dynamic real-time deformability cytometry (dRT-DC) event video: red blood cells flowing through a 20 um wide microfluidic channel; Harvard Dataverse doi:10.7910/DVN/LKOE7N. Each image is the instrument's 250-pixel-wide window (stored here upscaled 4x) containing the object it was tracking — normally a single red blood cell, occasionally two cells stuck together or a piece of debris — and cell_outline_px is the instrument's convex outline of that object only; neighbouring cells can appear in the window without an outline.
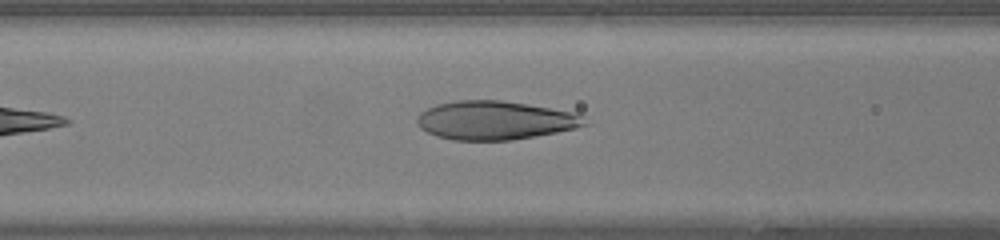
{"species": "human", "species_latin": "Homo sapiens", "temperature_condition": "warm", "stored_images_in_passage": 33, "camera_frame_rate_fps": 3000, "um_per_image_px": 0.085, "donor": {"sex": "female"}, "frame": {"image": 1, "passage_image": 5, "time_ms": 1.333, "image_size_px": [1000, 240], "cell_outline_px": [[588, 124], [576, 128], [556, 132], [512, 140], [452, 140], [436, 136], [420, 128], [416, 124], [416, 120], [420, 112], [436, 104], [460, 100], [500, 100], [576, 112]], "centroid_in_image_um": [42.04, 10.23], "position_along_channel_um": 124.6, "area_um2": 37.63}}
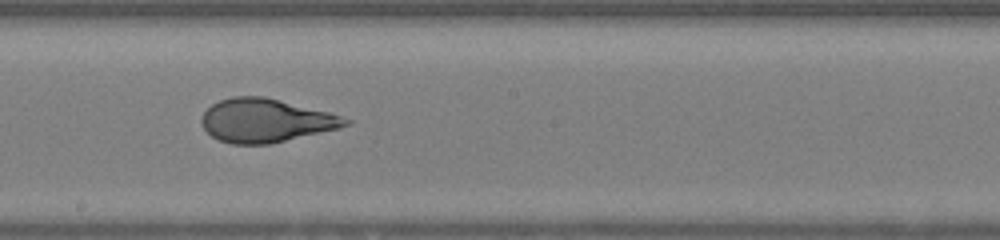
{"frame": {"image": 2, "passage_image": 12, "time_ms": 3.667, "image_size_px": [1000, 240], "cell_outline_px": [[352, 124], [340, 128], [268, 144], [232, 144], [220, 140], [212, 136], [200, 124], [200, 120], [204, 112], [212, 104], [220, 100], [232, 96], [264, 96], [328, 112], [352, 120]], "centroid_in_image_um": [22.57, 10.24], "position_along_channel_um": 225.6, "area_um2": 36.3}}
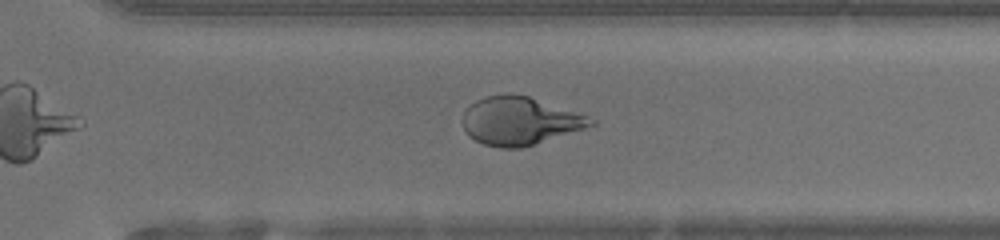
{"frame": {"image": 3, "passage_image": 19, "time_ms": 6.0, "image_size_px": [1000, 240], "cell_outline_px": [[596, 124], [584, 128], [520, 148], [500, 148], [484, 144], [468, 136], [464, 128], [464, 112], [476, 100], [484, 96], [508, 92], [512, 92], [528, 96], [588, 116], [596, 120]], "centroid_in_image_um": [44.15, 10.26], "position_along_channel_um": 326.4, "area_um2": 35.55}, "authors_computed_cell_mechanics": {"area_um2": 36.9342, "velocity_mm_per_s": 4.3386, "shape_relaxation_time_tau1_ms": null, "shape_relaxation_time_tau2_ms": 0.6874, "deformation_change_tau1": null, "deformation_change_tau2": 0.0702}}